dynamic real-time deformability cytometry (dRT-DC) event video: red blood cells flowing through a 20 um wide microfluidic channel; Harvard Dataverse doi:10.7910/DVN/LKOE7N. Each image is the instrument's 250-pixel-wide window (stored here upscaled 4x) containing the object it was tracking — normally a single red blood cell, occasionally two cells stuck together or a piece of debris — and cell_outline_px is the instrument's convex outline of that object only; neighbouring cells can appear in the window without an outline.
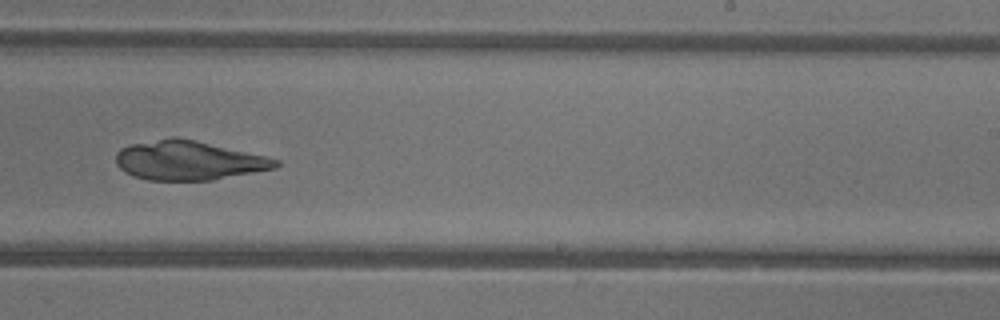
{"species": "common noctule bat (a hibernating species)", "species_latin": "Nyctalus noctula", "temperature_condition": "warm", "stored_images_in_passage": 43, "camera_frame_rate_fps": 3000, "um_per_image_px": 0.085, "animal": {"sex": "female"}, "frame": {"image": 1, "passage_image": 25, "time_ms": 8.0, "image_size_px": [1000, 320], "cell_outline_px": [[280, 164], [276, 168], [212, 180], [148, 180], [132, 176], [124, 172], [116, 164], [116, 152], [120, 148], [132, 144], [172, 136], [176, 136], [196, 140], [264, 156], [280, 160]], "centroid_in_image_um": [15.99, 13.63], "position_along_channel_um": 273.0, "area_um2": 36.53}}